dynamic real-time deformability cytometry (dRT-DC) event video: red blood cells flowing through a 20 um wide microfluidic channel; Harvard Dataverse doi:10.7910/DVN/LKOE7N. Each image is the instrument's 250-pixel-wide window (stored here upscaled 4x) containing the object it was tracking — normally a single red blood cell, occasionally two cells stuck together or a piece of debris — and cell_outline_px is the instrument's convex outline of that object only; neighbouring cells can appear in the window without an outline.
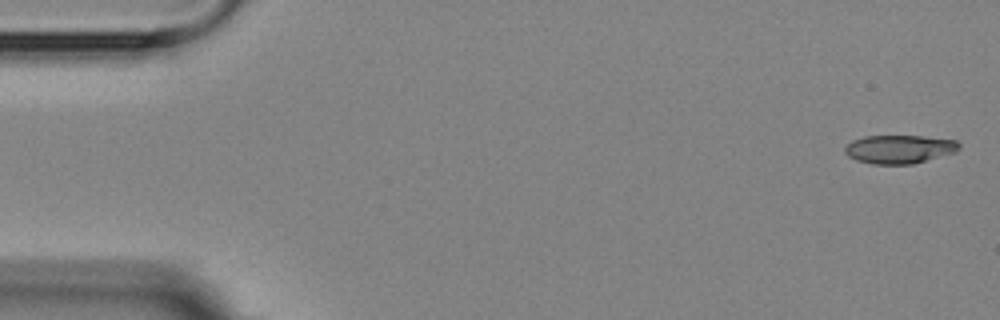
{"species": "Egyptian fruit bat (a non-hibernating species)", "species_latin": "Rousettus aegyptiacus", "temperature_condition": "room temperature", "stored_images_in_passage": 5, "camera_frame_rate_fps": 3000, "um_per_image_px": 0.085, "animal": {"sex": "female"}, "frame": {"image": 1, "passage_image": 1, "time_ms": 0.0, "image_size_px": [1000, 320], "cell_outline_px": [[960, 148], [956, 152], [912, 164], [872, 164], [856, 160], [848, 156], [844, 152], [844, 148], [852, 140], [864, 136], [924, 136], [956, 140], [960, 144]], "centroid_in_image_um": [76.44, 12.68], "position_along_channel_um": 8.6, "area_um2": 19.02}}
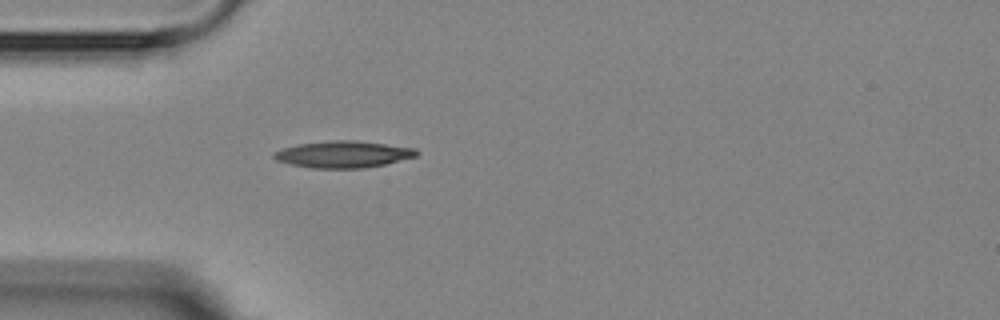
{"frame": {"image": 2, "passage_image": 5, "time_ms": 4.667, "image_size_px": [1000, 320], "cell_outline_px": [[420, 152], [416, 156], [384, 164], [364, 168], [312, 168], [292, 164], [276, 160], [272, 156], [272, 152], [284, 148], [300, 144], [332, 140], [352, 140], [416, 148]], "centroid_in_image_um": [29.17, 13.12], "position_along_channel_um": 55.8, "area_um2": 21.96}}